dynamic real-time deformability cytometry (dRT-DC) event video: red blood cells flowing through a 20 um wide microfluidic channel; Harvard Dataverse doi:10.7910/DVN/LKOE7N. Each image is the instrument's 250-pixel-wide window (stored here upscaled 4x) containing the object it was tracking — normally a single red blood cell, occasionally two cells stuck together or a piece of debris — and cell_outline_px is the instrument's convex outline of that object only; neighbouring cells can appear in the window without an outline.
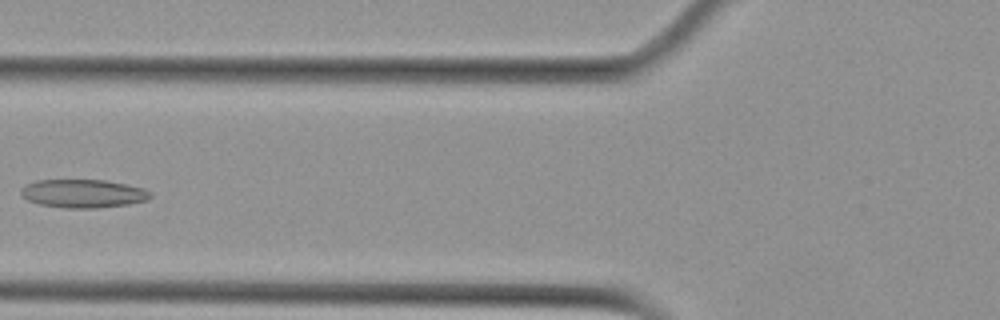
{"species": "Egyptian fruit bat (a non-hibernating species)", "species_latin": "Rousettus aegyptiacus", "temperature_condition": "cold", "stored_images_in_passage": 7, "camera_frame_rate_fps": 3000, "um_per_image_px": 0.085, "animal": {"sex": "female"}, "frame": {"image": 1, "passage_image": 6, "time_ms": 6.0, "image_size_px": [1000, 320], "cell_outline_px": [[152, 196], [148, 200], [128, 204], [100, 208], [64, 208], [40, 204], [28, 200], [20, 192], [20, 188], [36, 180], [104, 180], [144, 188], [152, 192]], "centroid_in_image_um": [7.1, 16.45], "position_along_channel_um": 118.7, "area_um2": 21.39}}
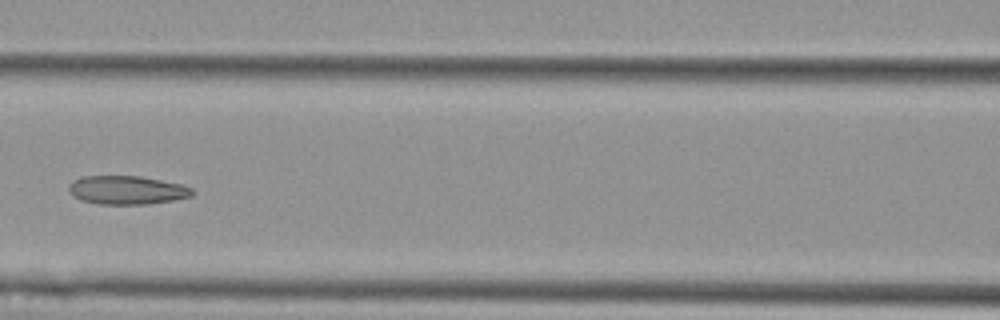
{"frame": {"image": 2, "passage_image": 7, "time_ms": 7.0, "image_size_px": [1000, 320], "cell_outline_px": [[196, 192], [192, 196], [172, 200], [148, 204], [100, 204], [80, 200], [68, 192], [68, 184], [72, 180], [84, 176], [140, 176], [180, 184], [192, 188]], "centroid_in_image_um": [10.76, 16.15], "position_along_channel_um": 155.8, "area_um2": 20.63}}